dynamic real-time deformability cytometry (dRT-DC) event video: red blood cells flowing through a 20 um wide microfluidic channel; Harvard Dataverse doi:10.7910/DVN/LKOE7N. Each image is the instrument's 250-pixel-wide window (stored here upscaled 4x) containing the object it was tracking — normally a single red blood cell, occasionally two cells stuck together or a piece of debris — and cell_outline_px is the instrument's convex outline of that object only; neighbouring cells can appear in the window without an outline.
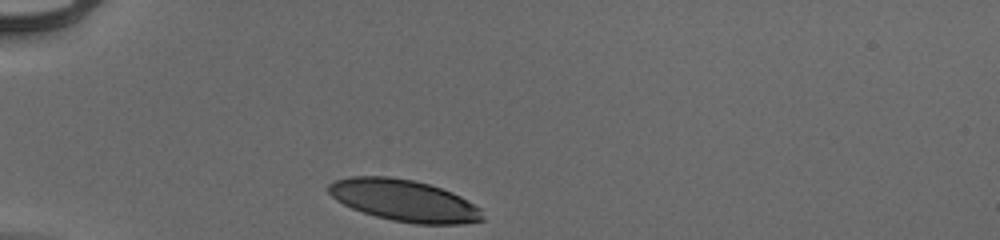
{"species": "human", "species_latin": "Homo sapiens", "temperature_condition": "cold", "stored_images_in_passage": 30, "camera_frame_rate_fps": 3000, "um_per_image_px": 0.085, "donor": {"sex": "male"}, "frame": {"image": 1, "passage_image": 1, "time_ms": 0.0, "image_size_px": [1000, 240], "cell_outline_px": [[484, 220], [460, 224], [416, 224], [392, 220], [376, 216], [352, 208], [336, 200], [328, 192], [328, 184], [336, 180], [352, 176], [388, 176], [412, 180], [428, 184], [452, 192], [460, 196], [480, 208], [484, 216]], "centroid_in_image_um": [34.35, 17.04], "position_along_channel_um": 50.6, "area_um2": 37.17}}
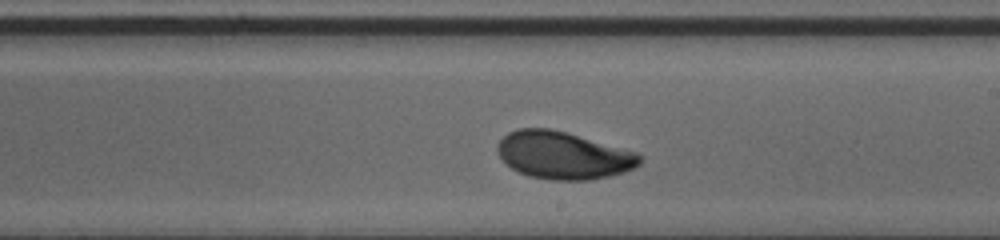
{"frame": {"image": 2, "passage_image": 18, "time_ms": 5.667, "image_size_px": [1000, 240], "cell_outline_px": [[640, 164], [636, 168], [624, 172], [608, 176], [588, 180], [548, 180], [528, 176], [512, 168], [496, 152], [496, 144], [508, 132], [516, 128], [548, 128], [564, 132], [640, 152]], "centroid_in_image_um": [47.88, 13.2], "position_along_channel_um": 241.1, "area_um2": 39.42}}
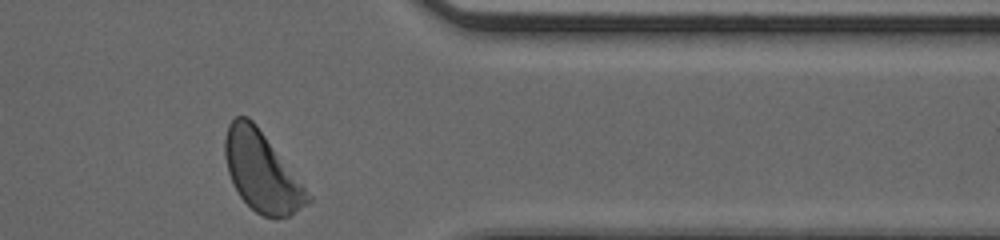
{"frame": {"image": 3, "passage_image": 30, "time_ms": 9.667, "image_size_px": [1000, 240], "cell_outline_px": [[312, 200], [308, 204], [288, 216], [276, 220], [264, 216], [256, 212], [240, 196], [228, 172], [224, 156], [224, 140], [228, 124], [236, 116], [248, 116], [256, 124], [312, 196]], "centroid_in_image_um": [22.24, 14.6], "position_along_channel_um": 389.2, "area_um2": 38.15}, "authors_computed_cell_mechanics": {"area_um2": 38.8705, "velocity_mm_per_s": 3.9029, "shape_relaxation_time_tau1_ms": 4.8428, "shape_relaxation_time_tau2_ms": 2.295, "deformation_change_tau1": 0.2043, "deformation_change_tau2": 0.0769}}